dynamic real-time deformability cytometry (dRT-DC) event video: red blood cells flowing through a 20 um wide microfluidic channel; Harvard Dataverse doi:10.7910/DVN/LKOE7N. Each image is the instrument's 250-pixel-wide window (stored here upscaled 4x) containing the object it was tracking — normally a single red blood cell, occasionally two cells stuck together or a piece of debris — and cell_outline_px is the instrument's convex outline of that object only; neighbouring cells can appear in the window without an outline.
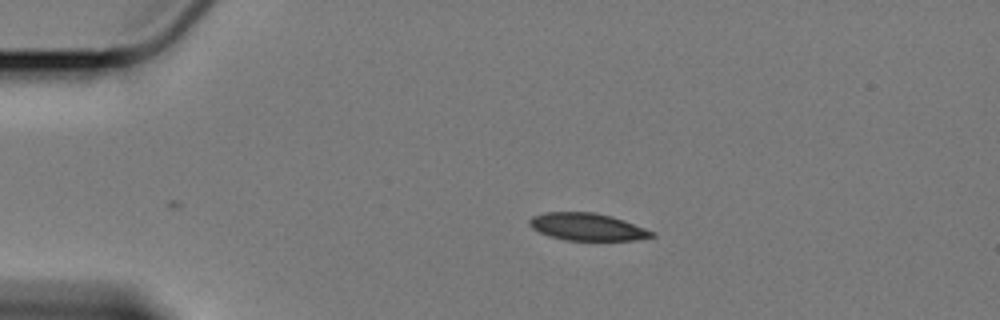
{"species": "Egyptian fruit bat (a non-hibernating species)", "species_latin": "Rousettus aegyptiacus", "temperature_condition": "cold", "stored_images_in_passage": 36, "camera_frame_rate_fps": 3000, "um_per_image_px": 0.085, "animal": {"sex": "female"}, "frame": {"image": 1, "passage_image": 1, "time_ms": 0.0, "image_size_px": [1000, 320], "cell_outline_px": [[656, 236], [636, 240], [564, 240], [548, 236], [532, 228], [528, 224], [528, 220], [532, 216], [544, 212], [596, 212], [612, 216], [624, 220], [656, 232]], "centroid_in_image_um": [49.92, 19.28], "position_along_channel_um": 35.1, "area_um2": 19.71}}
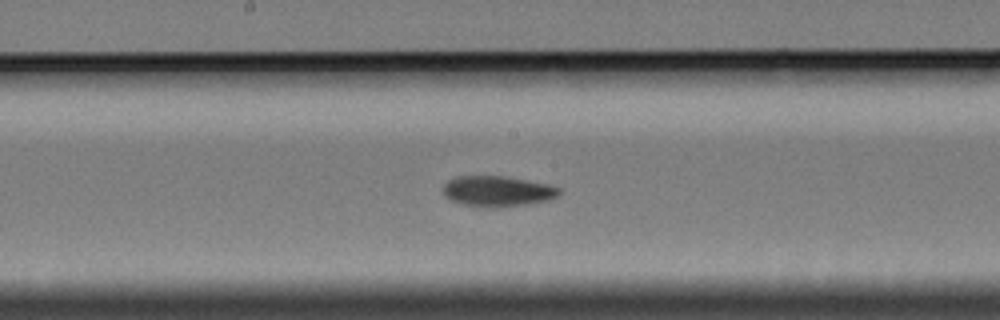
{"frame": {"image": 2, "passage_image": 20, "time_ms": 6.333, "image_size_px": [1000, 320], "cell_outline_px": [[560, 192], [556, 196], [548, 200], [528, 204], [496, 208], [492, 208], [460, 204], [444, 196], [444, 184], [448, 180], [456, 176], [508, 176], [548, 184], [560, 188]], "centroid_in_image_um": [42.28, 16.25], "position_along_channel_um": 205.9, "area_um2": 20.81}}
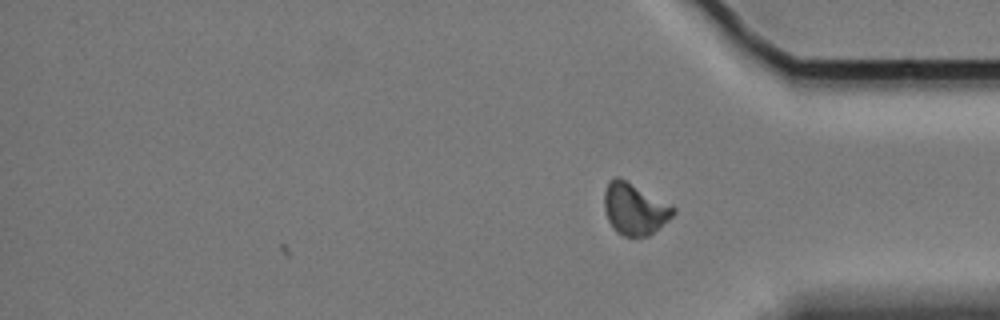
{"frame": {"image": 3, "passage_image": 36, "time_ms": 11.667, "image_size_px": [1000, 320], "cell_outline_px": [[676, 212], [668, 220], [648, 236], [624, 236], [616, 232], [608, 220], [604, 208], [604, 192], [608, 184], [616, 176], [620, 176], [672, 204], [676, 208]], "centroid_in_image_um": [53.96, 17.74], "position_along_channel_um": 381.2, "area_um2": 20.87}, "authors_computed_cell_mechanics": {"area_um2": 20.6346, "velocity_mm_per_s": 3.3876, "shape_relaxation_time_tau1_ms": null, "shape_relaxation_time_tau2_ms": 7.1988, "deformation_change_tau1": null, "deformation_change_tau2": 0.1043}}